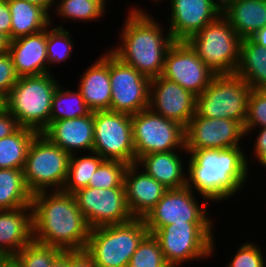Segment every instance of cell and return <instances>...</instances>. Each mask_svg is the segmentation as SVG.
Instances as JSON below:
<instances>
[{
    "mask_svg": "<svg viewBox=\"0 0 266 267\" xmlns=\"http://www.w3.org/2000/svg\"><path fill=\"white\" fill-rule=\"evenodd\" d=\"M95 1H97V2H99L105 9H108V7H106V5H107V0H95Z\"/></svg>",
    "mask_w": 266,
    "mask_h": 267,
    "instance_id": "50",
    "label": "cell"
},
{
    "mask_svg": "<svg viewBox=\"0 0 266 267\" xmlns=\"http://www.w3.org/2000/svg\"><path fill=\"white\" fill-rule=\"evenodd\" d=\"M33 240L32 205L0 210V251L15 256Z\"/></svg>",
    "mask_w": 266,
    "mask_h": 267,
    "instance_id": "24",
    "label": "cell"
},
{
    "mask_svg": "<svg viewBox=\"0 0 266 267\" xmlns=\"http://www.w3.org/2000/svg\"><path fill=\"white\" fill-rule=\"evenodd\" d=\"M61 84L52 97L50 122L88 116L92 111L82 94L77 89H66Z\"/></svg>",
    "mask_w": 266,
    "mask_h": 267,
    "instance_id": "30",
    "label": "cell"
},
{
    "mask_svg": "<svg viewBox=\"0 0 266 267\" xmlns=\"http://www.w3.org/2000/svg\"><path fill=\"white\" fill-rule=\"evenodd\" d=\"M54 77L52 73L22 76L12 87L5 98L6 109L20 127L41 133L49 125L52 97L60 84Z\"/></svg>",
    "mask_w": 266,
    "mask_h": 267,
    "instance_id": "4",
    "label": "cell"
},
{
    "mask_svg": "<svg viewBox=\"0 0 266 267\" xmlns=\"http://www.w3.org/2000/svg\"><path fill=\"white\" fill-rule=\"evenodd\" d=\"M63 25H65V21L56 26L51 24V27L47 28V61L50 70L52 65L55 67L62 65L73 55L75 43L70 35L71 32Z\"/></svg>",
    "mask_w": 266,
    "mask_h": 267,
    "instance_id": "33",
    "label": "cell"
},
{
    "mask_svg": "<svg viewBox=\"0 0 266 267\" xmlns=\"http://www.w3.org/2000/svg\"><path fill=\"white\" fill-rule=\"evenodd\" d=\"M18 79L9 51L0 54V93L5 98Z\"/></svg>",
    "mask_w": 266,
    "mask_h": 267,
    "instance_id": "39",
    "label": "cell"
},
{
    "mask_svg": "<svg viewBox=\"0 0 266 267\" xmlns=\"http://www.w3.org/2000/svg\"><path fill=\"white\" fill-rule=\"evenodd\" d=\"M5 97L0 93V112L6 108Z\"/></svg>",
    "mask_w": 266,
    "mask_h": 267,
    "instance_id": "49",
    "label": "cell"
},
{
    "mask_svg": "<svg viewBox=\"0 0 266 267\" xmlns=\"http://www.w3.org/2000/svg\"><path fill=\"white\" fill-rule=\"evenodd\" d=\"M255 242L242 243L225 267H266L264 250Z\"/></svg>",
    "mask_w": 266,
    "mask_h": 267,
    "instance_id": "38",
    "label": "cell"
},
{
    "mask_svg": "<svg viewBox=\"0 0 266 267\" xmlns=\"http://www.w3.org/2000/svg\"><path fill=\"white\" fill-rule=\"evenodd\" d=\"M9 53L19 77L51 73L47 61V28L11 40Z\"/></svg>",
    "mask_w": 266,
    "mask_h": 267,
    "instance_id": "21",
    "label": "cell"
},
{
    "mask_svg": "<svg viewBox=\"0 0 266 267\" xmlns=\"http://www.w3.org/2000/svg\"><path fill=\"white\" fill-rule=\"evenodd\" d=\"M222 5L227 1V0H218Z\"/></svg>",
    "mask_w": 266,
    "mask_h": 267,
    "instance_id": "53",
    "label": "cell"
},
{
    "mask_svg": "<svg viewBox=\"0 0 266 267\" xmlns=\"http://www.w3.org/2000/svg\"><path fill=\"white\" fill-rule=\"evenodd\" d=\"M38 132L19 127L14 133L0 139V169L23 170L31 142Z\"/></svg>",
    "mask_w": 266,
    "mask_h": 267,
    "instance_id": "29",
    "label": "cell"
},
{
    "mask_svg": "<svg viewBox=\"0 0 266 267\" xmlns=\"http://www.w3.org/2000/svg\"><path fill=\"white\" fill-rule=\"evenodd\" d=\"M105 11L106 9L95 0H57L52 10L53 17L57 13L56 16L61 20L65 19L66 22L69 19V22L78 20L77 23L86 21V24L101 19Z\"/></svg>",
    "mask_w": 266,
    "mask_h": 267,
    "instance_id": "32",
    "label": "cell"
},
{
    "mask_svg": "<svg viewBox=\"0 0 266 267\" xmlns=\"http://www.w3.org/2000/svg\"><path fill=\"white\" fill-rule=\"evenodd\" d=\"M0 267H21L15 256H6L0 263Z\"/></svg>",
    "mask_w": 266,
    "mask_h": 267,
    "instance_id": "47",
    "label": "cell"
},
{
    "mask_svg": "<svg viewBox=\"0 0 266 267\" xmlns=\"http://www.w3.org/2000/svg\"><path fill=\"white\" fill-rule=\"evenodd\" d=\"M33 240L62 251L84 250L91 228L73 194L43 191L32 196Z\"/></svg>",
    "mask_w": 266,
    "mask_h": 267,
    "instance_id": "2",
    "label": "cell"
},
{
    "mask_svg": "<svg viewBox=\"0 0 266 267\" xmlns=\"http://www.w3.org/2000/svg\"><path fill=\"white\" fill-rule=\"evenodd\" d=\"M264 127H266V90L252 89L248 99L244 130L249 137V134L253 132L255 134V128Z\"/></svg>",
    "mask_w": 266,
    "mask_h": 267,
    "instance_id": "37",
    "label": "cell"
},
{
    "mask_svg": "<svg viewBox=\"0 0 266 267\" xmlns=\"http://www.w3.org/2000/svg\"><path fill=\"white\" fill-rule=\"evenodd\" d=\"M25 1L35 4L39 7H42L50 16L52 15L51 11L54 8L53 6H55L57 2V0H25Z\"/></svg>",
    "mask_w": 266,
    "mask_h": 267,
    "instance_id": "44",
    "label": "cell"
},
{
    "mask_svg": "<svg viewBox=\"0 0 266 267\" xmlns=\"http://www.w3.org/2000/svg\"><path fill=\"white\" fill-rule=\"evenodd\" d=\"M80 156L79 153L70 155L68 164V174L65 185L62 189L66 193L87 187L89 179H92L93 173L98 169L100 164L105 160L96 152Z\"/></svg>",
    "mask_w": 266,
    "mask_h": 267,
    "instance_id": "31",
    "label": "cell"
},
{
    "mask_svg": "<svg viewBox=\"0 0 266 267\" xmlns=\"http://www.w3.org/2000/svg\"><path fill=\"white\" fill-rule=\"evenodd\" d=\"M124 188L127 206L133 218H144L168 190L136 163L127 166Z\"/></svg>",
    "mask_w": 266,
    "mask_h": 267,
    "instance_id": "20",
    "label": "cell"
},
{
    "mask_svg": "<svg viewBox=\"0 0 266 267\" xmlns=\"http://www.w3.org/2000/svg\"><path fill=\"white\" fill-rule=\"evenodd\" d=\"M161 76L197 97L209 86L215 74L186 41H175L166 53Z\"/></svg>",
    "mask_w": 266,
    "mask_h": 267,
    "instance_id": "16",
    "label": "cell"
},
{
    "mask_svg": "<svg viewBox=\"0 0 266 267\" xmlns=\"http://www.w3.org/2000/svg\"><path fill=\"white\" fill-rule=\"evenodd\" d=\"M182 153L188 155L186 150L146 154L136 164L168 190L179 189L187 183V164L184 161L188 158H184Z\"/></svg>",
    "mask_w": 266,
    "mask_h": 267,
    "instance_id": "23",
    "label": "cell"
},
{
    "mask_svg": "<svg viewBox=\"0 0 266 267\" xmlns=\"http://www.w3.org/2000/svg\"><path fill=\"white\" fill-rule=\"evenodd\" d=\"M250 39L263 49H266V26L252 35Z\"/></svg>",
    "mask_w": 266,
    "mask_h": 267,
    "instance_id": "45",
    "label": "cell"
},
{
    "mask_svg": "<svg viewBox=\"0 0 266 267\" xmlns=\"http://www.w3.org/2000/svg\"><path fill=\"white\" fill-rule=\"evenodd\" d=\"M9 44V38L5 34L0 32V54L9 51Z\"/></svg>",
    "mask_w": 266,
    "mask_h": 267,
    "instance_id": "48",
    "label": "cell"
},
{
    "mask_svg": "<svg viewBox=\"0 0 266 267\" xmlns=\"http://www.w3.org/2000/svg\"><path fill=\"white\" fill-rule=\"evenodd\" d=\"M62 250L32 240L16 255L21 267H51L54 258Z\"/></svg>",
    "mask_w": 266,
    "mask_h": 267,
    "instance_id": "36",
    "label": "cell"
},
{
    "mask_svg": "<svg viewBox=\"0 0 266 267\" xmlns=\"http://www.w3.org/2000/svg\"><path fill=\"white\" fill-rule=\"evenodd\" d=\"M127 164L116 160H104L89 179L87 187L106 189L124 187Z\"/></svg>",
    "mask_w": 266,
    "mask_h": 267,
    "instance_id": "35",
    "label": "cell"
},
{
    "mask_svg": "<svg viewBox=\"0 0 266 267\" xmlns=\"http://www.w3.org/2000/svg\"><path fill=\"white\" fill-rule=\"evenodd\" d=\"M149 109L186 127L196 113V96L160 75L150 82Z\"/></svg>",
    "mask_w": 266,
    "mask_h": 267,
    "instance_id": "18",
    "label": "cell"
},
{
    "mask_svg": "<svg viewBox=\"0 0 266 267\" xmlns=\"http://www.w3.org/2000/svg\"><path fill=\"white\" fill-rule=\"evenodd\" d=\"M51 267H68V251H61L54 258Z\"/></svg>",
    "mask_w": 266,
    "mask_h": 267,
    "instance_id": "46",
    "label": "cell"
},
{
    "mask_svg": "<svg viewBox=\"0 0 266 267\" xmlns=\"http://www.w3.org/2000/svg\"><path fill=\"white\" fill-rule=\"evenodd\" d=\"M129 8L119 31L120 44L109 51L148 78L159 77L166 53L175 40L148 10L139 5H130Z\"/></svg>",
    "mask_w": 266,
    "mask_h": 267,
    "instance_id": "3",
    "label": "cell"
},
{
    "mask_svg": "<svg viewBox=\"0 0 266 267\" xmlns=\"http://www.w3.org/2000/svg\"><path fill=\"white\" fill-rule=\"evenodd\" d=\"M93 152L105 160L135 164L131 115L110 110L95 111Z\"/></svg>",
    "mask_w": 266,
    "mask_h": 267,
    "instance_id": "11",
    "label": "cell"
},
{
    "mask_svg": "<svg viewBox=\"0 0 266 267\" xmlns=\"http://www.w3.org/2000/svg\"><path fill=\"white\" fill-rule=\"evenodd\" d=\"M0 32L11 41V13L8 0H0Z\"/></svg>",
    "mask_w": 266,
    "mask_h": 267,
    "instance_id": "43",
    "label": "cell"
},
{
    "mask_svg": "<svg viewBox=\"0 0 266 267\" xmlns=\"http://www.w3.org/2000/svg\"><path fill=\"white\" fill-rule=\"evenodd\" d=\"M137 161L146 154L185 149V127L149 108L131 115Z\"/></svg>",
    "mask_w": 266,
    "mask_h": 267,
    "instance_id": "10",
    "label": "cell"
},
{
    "mask_svg": "<svg viewBox=\"0 0 266 267\" xmlns=\"http://www.w3.org/2000/svg\"><path fill=\"white\" fill-rule=\"evenodd\" d=\"M68 267H96L85 250L68 251Z\"/></svg>",
    "mask_w": 266,
    "mask_h": 267,
    "instance_id": "42",
    "label": "cell"
},
{
    "mask_svg": "<svg viewBox=\"0 0 266 267\" xmlns=\"http://www.w3.org/2000/svg\"><path fill=\"white\" fill-rule=\"evenodd\" d=\"M127 267H171L165 260L158 239L148 233L132 254Z\"/></svg>",
    "mask_w": 266,
    "mask_h": 267,
    "instance_id": "34",
    "label": "cell"
},
{
    "mask_svg": "<svg viewBox=\"0 0 266 267\" xmlns=\"http://www.w3.org/2000/svg\"><path fill=\"white\" fill-rule=\"evenodd\" d=\"M251 90L236 74L215 75L209 86L196 97V113L206 118L233 119L244 126Z\"/></svg>",
    "mask_w": 266,
    "mask_h": 267,
    "instance_id": "9",
    "label": "cell"
},
{
    "mask_svg": "<svg viewBox=\"0 0 266 267\" xmlns=\"http://www.w3.org/2000/svg\"><path fill=\"white\" fill-rule=\"evenodd\" d=\"M167 30L175 41H186L222 14L218 0H168Z\"/></svg>",
    "mask_w": 266,
    "mask_h": 267,
    "instance_id": "17",
    "label": "cell"
},
{
    "mask_svg": "<svg viewBox=\"0 0 266 267\" xmlns=\"http://www.w3.org/2000/svg\"><path fill=\"white\" fill-rule=\"evenodd\" d=\"M241 41L222 14L186 40L215 75L235 73Z\"/></svg>",
    "mask_w": 266,
    "mask_h": 267,
    "instance_id": "7",
    "label": "cell"
},
{
    "mask_svg": "<svg viewBox=\"0 0 266 267\" xmlns=\"http://www.w3.org/2000/svg\"><path fill=\"white\" fill-rule=\"evenodd\" d=\"M72 194L91 229L122 224L133 219L127 206L124 187H84Z\"/></svg>",
    "mask_w": 266,
    "mask_h": 267,
    "instance_id": "14",
    "label": "cell"
},
{
    "mask_svg": "<svg viewBox=\"0 0 266 267\" xmlns=\"http://www.w3.org/2000/svg\"><path fill=\"white\" fill-rule=\"evenodd\" d=\"M244 136V126L238 121L206 118L195 113L185 127V149L190 154L199 149L243 147L240 144Z\"/></svg>",
    "mask_w": 266,
    "mask_h": 267,
    "instance_id": "15",
    "label": "cell"
},
{
    "mask_svg": "<svg viewBox=\"0 0 266 267\" xmlns=\"http://www.w3.org/2000/svg\"><path fill=\"white\" fill-rule=\"evenodd\" d=\"M19 127L16 118L6 108L0 112V139L11 135Z\"/></svg>",
    "mask_w": 266,
    "mask_h": 267,
    "instance_id": "41",
    "label": "cell"
},
{
    "mask_svg": "<svg viewBox=\"0 0 266 267\" xmlns=\"http://www.w3.org/2000/svg\"><path fill=\"white\" fill-rule=\"evenodd\" d=\"M222 15L241 39L250 38L266 26V0H227Z\"/></svg>",
    "mask_w": 266,
    "mask_h": 267,
    "instance_id": "25",
    "label": "cell"
},
{
    "mask_svg": "<svg viewBox=\"0 0 266 267\" xmlns=\"http://www.w3.org/2000/svg\"><path fill=\"white\" fill-rule=\"evenodd\" d=\"M149 1H151V2L153 1L152 3L155 2V3H160L161 4V2L164 1V0H149ZM165 1H167V0H165Z\"/></svg>",
    "mask_w": 266,
    "mask_h": 267,
    "instance_id": "52",
    "label": "cell"
},
{
    "mask_svg": "<svg viewBox=\"0 0 266 267\" xmlns=\"http://www.w3.org/2000/svg\"><path fill=\"white\" fill-rule=\"evenodd\" d=\"M110 111L137 114L149 108L151 79L109 51Z\"/></svg>",
    "mask_w": 266,
    "mask_h": 267,
    "instance_id": "13",
    "label": "cell"
},
{
    "mask_svg": "<svg viewBox=\"0 0 266 267\" xmlns=\"http://www.w3.org/2000/svg\"><path fill=\"white\" fill-rule=\"evenodd\" d=\"M50 142L69 155L92 152L94 143V112L88 116L50 122L41 132ZM82 151V152H81Z\"/></svg>",
    "mask_w": 266,
    "mask_h": 267,
    "instance_id": "19",
    "label": "cell"
},
{
    "mask_svg": "<svg viewBox=\"0 0 266 267\" xmlns=\"http://www.w3.org/2000/svg\"><path fill=\"white\" fill-rule=\"evenodd\" d=\"M174 223L157 229L153 235L158 239L166 262L171 267L186 262L211 258L216 249L214 226L216 222Z\"/></svg>",
    "mask_w": 266,
    "mask_h": 267,
    "instance_id": "5",
    "label": "cell"
},
{
    "mask_svg": "<svg viewBox=\"0 0 266 267\" xmlns=\"http://www.w3.org/2000/svg\"><path fill=\"white\" fill-rule=\"evenodd\" d=\"M94 61L80 75L77 90L92 112L110 110L109 50H104V53Z\"/></svg>",
    "mask_w": 266,
    "mask_h": 267,
    "instance_id": "22",
    "label": "cell"
},
{
    "mask_svg": "<svg viewBox=\"0 0 266 267\" xmlns=\"http://www.w3.org/2000/svg\"><path fill=\"white\" fill-rule=\"evenodd\" d=\"M149 233L143 218L91 229L85 251L96 267H126L143 238Z\"/></svg>",
    "mask_w": 266,
    "mask_h": 267,
    "instance_id": "6",
    "label": "cell"
},
{
    "mask_svg": "<svg viewBox=\"0 0 266 267\" xmlns=\"http://www.w3.org/2000/svg\"><path fill=\"white\" fill-rule=\"evenodd\" d=\"M195 195L187 186L167 190L143 218L149 233L153 234L157 229L174 223L215 222L212 216L209 217L210 202L201 195ZM197 197H202L203 202L199 203Z\"/></svg>",
    "mask_w": 266,
    "mask_h": 267,
    "instance_id": "12",
    "label": "cell"
},
{
    "mask_svg": "<svg viewBox=\"0 0 266 267\" xmlns=\"http://www.w3.org/2000/svg\"><path fill=\"white\" fill-rule=\"evenodd\" d=\"M243 149L231 147L192 151L186 155L189 157L186 186L212 203L221 204L220 201L240 194L248 182L252 164Z\"/></svg>",
    "mask_w": 266,
    "mask_h": 267,
    "instance_id": "1",
    "label": "cell"
},
{
    "mask_svg": "<svg viewBox=\"0 0 266 267\" xmlns=\"http://www.w3.org/2000/svg\"><path fill=\"white\" fill-rule=\"evenodd\" d=\"M252 89L266 90V55L250 38L242 39L239 62L235 70Z\"/></svg>",
    "mask_w": 266,
    "mask_h": 267,
    "instance_id": "27",
    "label": "cell"
},
{
    "mask_svg": "<svg viewBox=\"0 0 266 267\" xmlns=\"http://www.w3.org/2000/svg\"><path fill=\"white\" fill-rule=\"evenodd\" d=\"M11 13V40L37 33L54 25L50 16L42 7L25 0H8Z\"/></svg>",
    "mask_w": 266,
    "mask_h": 267,
    "instance_id": "26",
    "label": "cell"
},
{
    "mask_svg": "<svg viewBox=\"0 0 266 267\" xmlns=\"http://www.w3.org/2000/svg\"><path fill=\"white\" fill-rule=\"evenodd\" d=\"M5 257H6V255L0 251V263L2 262V260H3Z\"/></svg>",
    "mask_w": 266,
    "mask_h": 267,
    "instance_id": "51",
    "label": "cell"
},
{
    "mask_svg": "<svg viewBox=\"0 0 266 267\" xmlns=\"http://www.w3.org/2000/svg\"><path fill=\"white\" fill-rule=\"evenodd\" d=\"M33 194L29 191L21 169H0V210L30 206Z\"/></svg>",
    "mask_w": 266,
    "mask_h": 267,
    "instance_id": "28",
    "label": "cell"
},
{
    "mask_svg": "<svg viewBox=\"0 0 266 267\" xmlns=\"http://www.w3.org/2000/svg\"><path fill=\"white\" fill-rule=\"evenodd\" d=\"M257 129L258 132H256V134H258L257 136H255L256 138L254 140V145L252 146L253 148L251 150H253L252 154L254 155V159L256 161H258L257 163H259L258 165L261 164L262 167H266V127L264 128H255Z\"/></svg>",
    "mask_w": 266,
    "mask_h": 267,
    "instance_id": "40",
    "label": "cell"
},
{
    "mask_svg": "<svg viewBox=\"0 0 266 267\" xmlns=\"http://www.w3.org/2000/svg\"><path fill=\"white\" fill-rule=\"evenodd\" d=\"M70 155L38 133L30 144L23 168L25 183L32 194L62 191Z\"/></svg>",
    "mask_w": 266,
    "mask_h": 267,
    "instance_id": "8",
    "label": "cell"
}]
</instances>
